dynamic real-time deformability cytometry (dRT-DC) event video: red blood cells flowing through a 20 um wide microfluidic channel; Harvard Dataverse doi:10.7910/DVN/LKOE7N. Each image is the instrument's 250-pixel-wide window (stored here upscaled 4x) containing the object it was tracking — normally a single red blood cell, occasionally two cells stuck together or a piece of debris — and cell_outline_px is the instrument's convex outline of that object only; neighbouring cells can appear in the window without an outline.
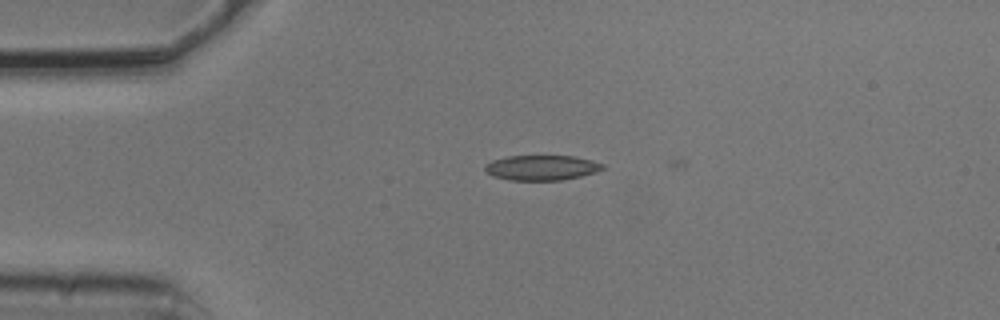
{"species": "common noctule bat (a hibernating species)", "species_latin": "Nyctalus noctula", "temperature_condition": "cold", "stored_images_in_passage": 2, "camera_frame_rate_fps": 3000, "um_per_image_px": 0.085, "animal": {"sex": "male", "body_mass_g": 20.5, "forearm_length_mm": 52.5}, "frame": {"image": 1, "passage_image": 1, "time_ms": 0.0, "image_size_px": [1000, 320], "cell_outline_px": [[604, 168], [596, 172], [580, 176], [560, 180], [508, 180], [492, 176], [484, 168], [484, 164], [492, 160], [508, 156], [572, 156], [592, 160], [604, 164]], "centroid_in_image_um": [46.02, 14.25], "position_along_channel_um": 39.0, "area_um2": 17.17}}